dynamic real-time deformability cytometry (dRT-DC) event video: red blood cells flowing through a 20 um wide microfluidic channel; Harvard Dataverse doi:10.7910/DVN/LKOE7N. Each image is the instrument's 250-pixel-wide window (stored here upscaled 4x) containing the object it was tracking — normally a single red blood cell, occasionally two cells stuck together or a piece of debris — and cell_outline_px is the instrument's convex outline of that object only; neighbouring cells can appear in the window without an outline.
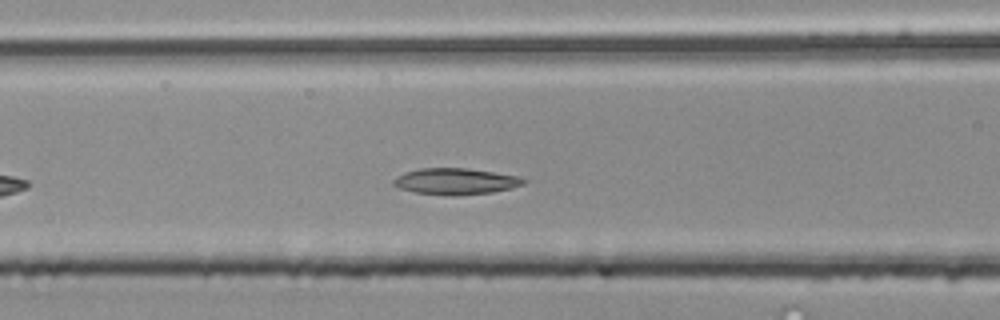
{"species": "common noctule bat (a hibernating species)", "species_latin": "Nyctalus noctula", "temperature_condition": "room temperature", "stored_images_in_passage": 39, "camera_frame_rate_fps": 3000, "um_per_image_px": 0.085, "animal": {"sex": "male", "body_mass_g": 20.4}, "frame": {"image": 1, "passage_image": 10, "time_ms": 3.0, "image_size_px": [1000, 320], "cell_outline_px": [[528, 180], [524, 184], [512, 188], [492, 192], [456, 196], [452, 196], [416, 192], [400, 188], [392, 184], [392, 180], [396, 176], [404, 172], [420, 168], [468, 168], [520, 176]], "centroid_in_image_um": [38.74, 15.41], "position_along_channel_um": 127.9, "area_um2": 20.11}}
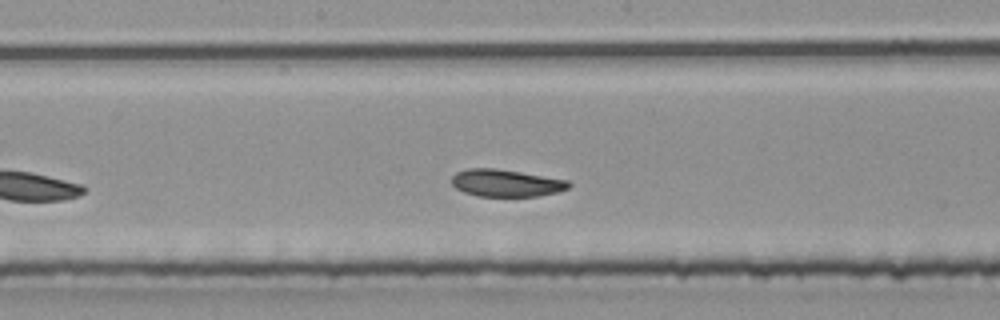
{"frame": {"image": 2, "passage_image": 16, "time_ms": 5.0, "image_size_px": [1000, 320], "cell_outline_px": [[572, 184], [568, 188], [560, 192], [536, 196], [476, 196], [464, 192], [456, 188], [452, 184], [452, 176], [456, 172], [468, 168], [496, 168], [568, 180]], "centroid_in_image_um": [43.02, 15.56], "position_along_channel_um": 205.2, "area_um2": 18.61}}
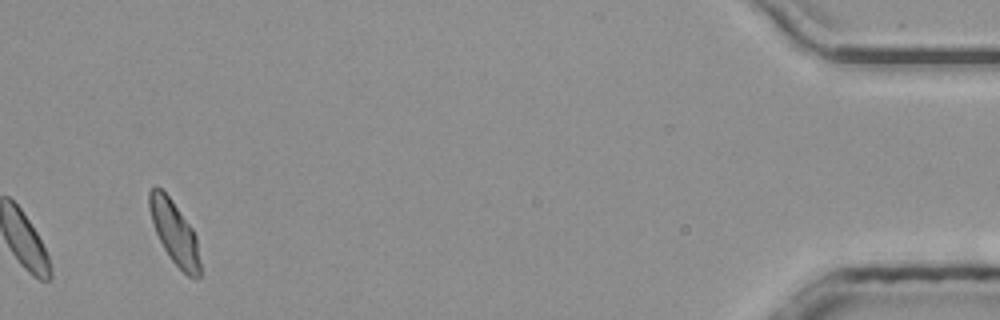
{"frame": {"image": 3, "passage_image": 39, "time_ms": 12.667, "image_size_px": [1000, 320], "cell_outline_px": [[200, 276], [196, 280], [192, 280], [168, 256], [156, 232], [148, 208], [148, 192], [152, 184], [156, 184], [172, 200], [192, 228], [196, 236], [200, 264]], "centroid_in_image_um": [14.82, 19.74], "position_along_channel_um": 420.4, "area_um2": 18.67}, "authors_computed_cell_mechanics": {"area_um2": 18.6694, "velocity_mm_per_s": 3.8842, "shape_relaxation_time_tau1_ms": 10.6239, "shape_relaxation_time_tau2_ms": 2.5166, "deformation_change_tau1": 0.2745, "deformation_change_tau2": 0.087}}